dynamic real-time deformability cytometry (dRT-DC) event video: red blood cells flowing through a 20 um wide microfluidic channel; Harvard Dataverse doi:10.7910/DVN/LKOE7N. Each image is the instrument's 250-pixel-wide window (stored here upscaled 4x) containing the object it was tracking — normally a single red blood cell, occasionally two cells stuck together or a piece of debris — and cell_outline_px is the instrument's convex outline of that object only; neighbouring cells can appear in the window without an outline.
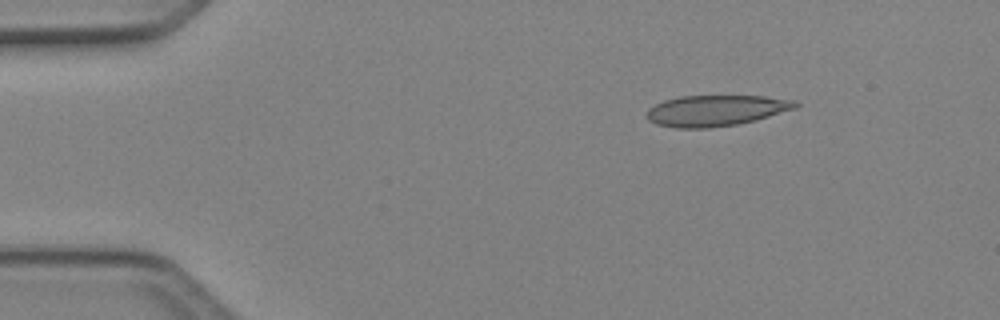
{"species": "Egyptian fruit bat (a non-hibernating species)", "species_latin": "Rousettus aegyptiacus", "temperature_condition": "cold", "stored_images_in_passage": 4, "camera_frame_rate_fps": 3000, "um_per_image_px": 0.085, "animal": {"sex": "female"}, "frame": {"image": 1, "passage_image": 2, "time_ms": 0.333, "image_size_px": [1000, 320], "cell_outline_px": [[800, 104], [796, 108], [756, 120], [736, 124], [708, 128], [676, 128], [656, 124], [648, 120], [648, 108], [664, 100], [680, 96], [764, 96], [796, 100]], "centroid_in_image_um": [60.87, 9.39], "position_along_channel_um": 24.1, "area_um2": 26.76}}